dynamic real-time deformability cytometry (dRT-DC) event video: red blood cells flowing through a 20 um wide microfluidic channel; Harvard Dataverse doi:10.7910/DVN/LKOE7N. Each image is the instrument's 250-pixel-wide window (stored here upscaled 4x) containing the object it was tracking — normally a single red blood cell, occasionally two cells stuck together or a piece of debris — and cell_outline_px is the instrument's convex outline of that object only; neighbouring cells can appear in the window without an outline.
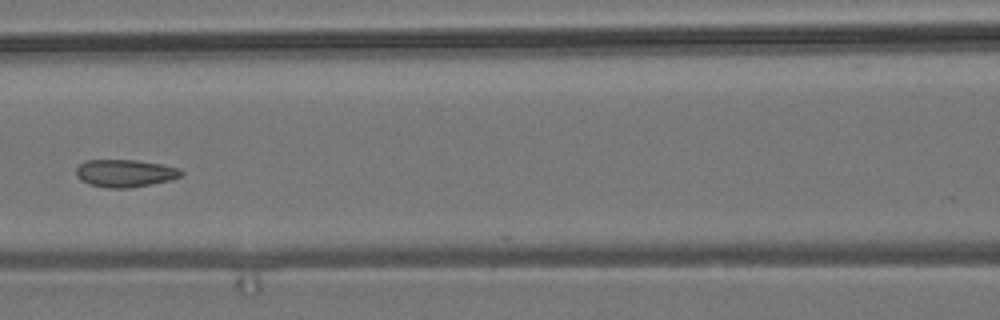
{"species": "common noctule bat (a hibernating species)", "species_latin": "Nyctalus noctula", "temperature_condition": "room temperature", "stored_images_in_passage": 7, "camera_frame_rate_fps": 3000, "um_per_image_px": 0.085, "animal": {"sex": "male", "body_mass_g": 19.2, "forearm_length_mm": 51.8}, "frame": {"image": 1, "passage_image": 6, "time_ms": 6.0, "image_size_px": [1000, 320], "cell_outline_px": [[184, 172], [180, 176], [172, 180], [128, 188], [108, 188], [92, 184], [80, 180], [76, 176], [76, 168], [84, 160], [136, 160], [160, 164], [180, 168]], "centroid_in_image_um": [10.63, 14.72], "position_along_channel_um": 156.0, "area_um2": 16.82}}
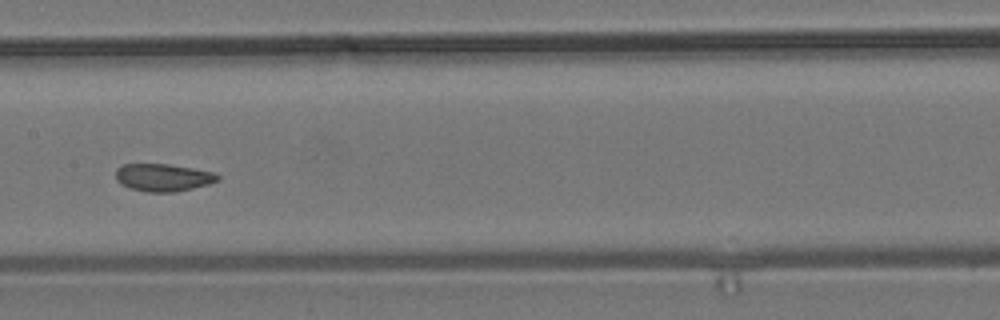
{"frame": {"image": 2, "passage_image": 7, "time_ms": 7.0, "image_size_px": [1000, 320], "cell_outline_px": [[220, 180], [208, 184], [176, 192], [148, 192], [128, 188], [120, 184], [116, 180], [116, 168], [124, 164], [168, 164], [216, 172], [220, 176]], "centroid_in_image_um": [13.86, 15.09], "position_along_channel_um": 193.5, "area_um2": 16.53}}